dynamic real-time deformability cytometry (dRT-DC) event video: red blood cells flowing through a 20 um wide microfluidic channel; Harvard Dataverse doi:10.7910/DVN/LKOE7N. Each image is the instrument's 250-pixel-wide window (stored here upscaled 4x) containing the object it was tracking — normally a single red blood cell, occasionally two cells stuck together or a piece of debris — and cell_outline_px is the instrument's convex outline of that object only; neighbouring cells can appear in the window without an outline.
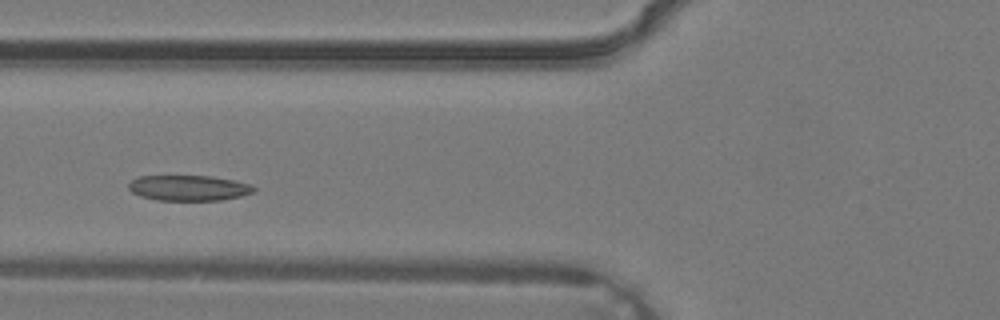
{"species": "common noctule bat (a hibernating species)", "species_latin": "Nyctalus noctula", "temperature_condition": "warm", "stored_images_in_passage": 3, "camera_frame_rate_fps": 3000, "um_per_image_px": 0.085, "animal": {"sex": "male", "body_mass_g": 19.2, "forearm_length_mm": 51.8}, "frame": {"image": 1, "passage_image": 3, "time_ms": 0.667, "image_size_px": [1000, 320], "cell_outline_px": [[256, 188], [252, 192], [240, 196], [220, 200], [156, 200], [140, 196], [132, 192], [128, 188], [128, 184], [136, 176], [212, 176], [236, 180], [252, 184]], "centroid_in_image_um": [16.03, 15.97], "position_along_channel_um": 109.8, "area_um2": 18.67}}